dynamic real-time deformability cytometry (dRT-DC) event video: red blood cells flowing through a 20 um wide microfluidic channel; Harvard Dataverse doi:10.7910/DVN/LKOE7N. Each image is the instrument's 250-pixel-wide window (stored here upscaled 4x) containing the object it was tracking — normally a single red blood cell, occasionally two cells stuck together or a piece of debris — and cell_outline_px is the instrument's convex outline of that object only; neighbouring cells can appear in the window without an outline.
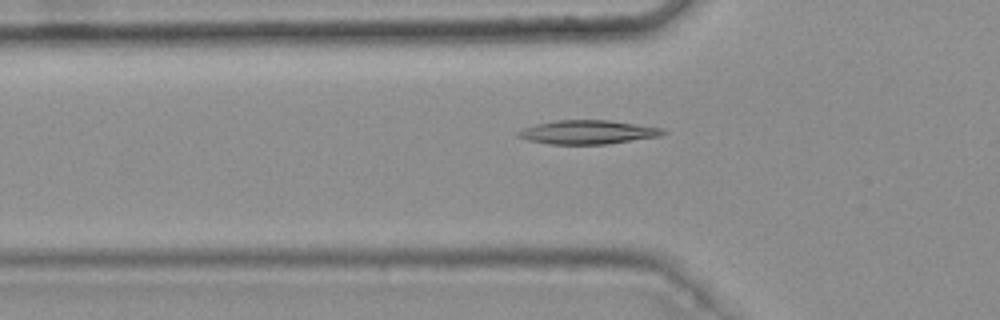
{"species": "common noctule bat (a hibernating species)", "species_latin": "Nyctalus noctula", "temperature_condition": "warm", "stored_images_in_passage": 46, "camera_frame_rate_fps": 3000, "um_per_image_px": 0.085, "animal": {"sex": "female", "body_mass_g": 25.1}, "frame": {"image": 1, "passage_image": 15, "time_ms": 4.667, "image_size_px": [1000, 320], "cell_outline_px": [[668, 132], [660, 136], [608, 144], [548, 144], [528, 140], [516, 136], [516, 132], [524, 128], [536, 124], [556, 120], [608, 120], [664, 128]], "centroid_in_image_um": [49.97, 11.23], "position_along_channel_um": 75.8, "area_um2": 20.17}}
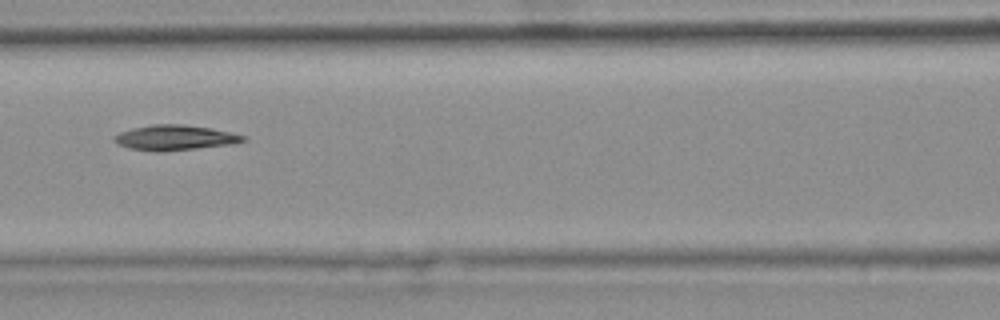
{"frame": {"image": 2, "passage_image": 21, "time_ms": 6.667, "image_size_px": [1000, 320], "cell_outline_px": [[248, 140], [232, 144], [160, 152], [156, 152], [128, 148], [116, 144], [112, 140], [112, 136], [120, 132], [132, 128], [152, 124], [184, 124], [212, 128], [244, 136]], "centroid_in_image_um": [14.79, 11.7], "position_along_channel_um": 151.8, "area_um2": 19.02}}
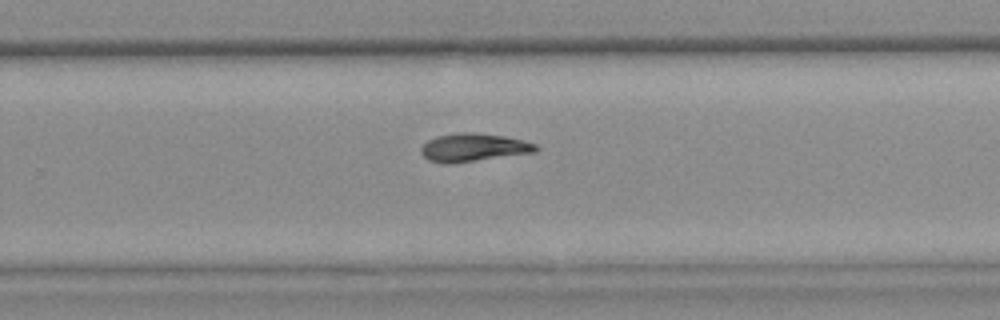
{"frame": {"image": 3, "passage_image": 32, "time_ms": 10.333, "image_size_px": [1000, 320], "cell_outline_px": [[540, 148], [536, 152], [452, 164], [444, 164], [428, 160], [420, 152], [420, 148], [428, 140], [436, 136], [460, 132], [476, 132], [504, 136], [524, 140], [536, 144]], "centroid_in_image_um": [40.25, 12.54], "position_along_channel_um": 289.6, "area_um2": 19.07}, "authors_computed_cell_mechanics": {"area_um2": 18.6983, "velocity_mm_per_s": 3.7759, "shape_relaxation_time_tau1_ms": 11.2871, "shape_relaxation_time_tau2_ms": null, "deformation_change_tau1": 0.2353, "deformation_change_tau2": null}}